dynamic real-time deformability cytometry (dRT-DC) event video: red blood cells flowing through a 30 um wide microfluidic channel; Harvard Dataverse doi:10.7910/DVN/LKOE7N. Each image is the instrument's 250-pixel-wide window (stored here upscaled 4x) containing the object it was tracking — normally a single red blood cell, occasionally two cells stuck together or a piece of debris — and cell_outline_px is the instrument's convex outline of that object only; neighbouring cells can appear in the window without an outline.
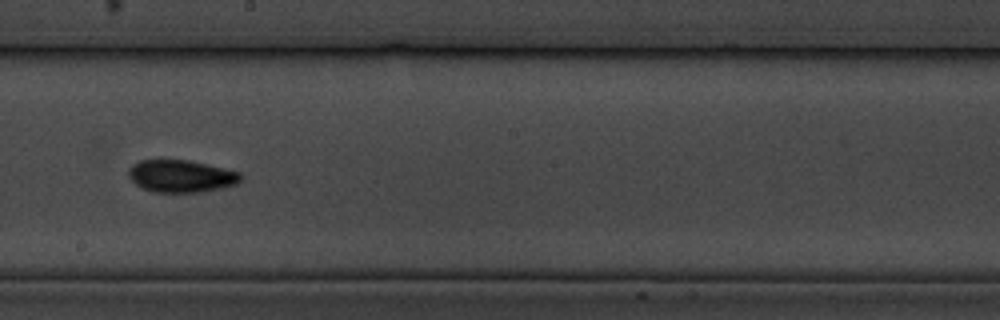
{"species": "common noctule bat (a hibernating species)", "species_latin": "Nyctalus noctula", "temperature_condition": "cold", "stored_images_in_passage": 16, "camera_frame_rate_fps": 3000, "um_per_image_px": 0.085, "animal": {"sex": "male", "body_mass_g": 19.5, "forearm_length_mm": 54.6}, "frame": {"image": 1, "passage_image": 10, "time_ms": 11.333, "image_size_px": [1000, 320], "cell_outline_px": [[244, 176], [236, 184], [220, 188], [200, 192], [152, 192], [136, 184], [128, 176], [128, 168], [132, 164], [140, 160], [188, 160], [224, 168], [240, 172]], "centroid_in_image_um": [15.39, 14.96], "position_along_channel_um": 232.8, "area_um2": 21.1}}
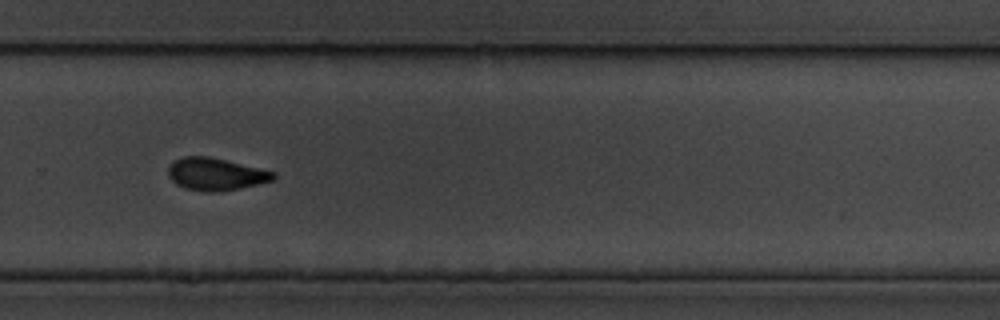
{"frame": {"image": 2, "passage_image": 12, "time_ms": 13.667, "image_size_px": [1000, 320], "cell_outline_px": [[276, 176], [272, 180], [240, 188], [220, 192], [208, 192], [184, 188], [176, 184], [168, 176], [168, 168], [176, 160], [184, 156], [208, 156], [276, 172]], "centroid_in_image_um": [18.32, 14.81], "position_along_channel_um": 311.5, "area_um2": 19.65}}
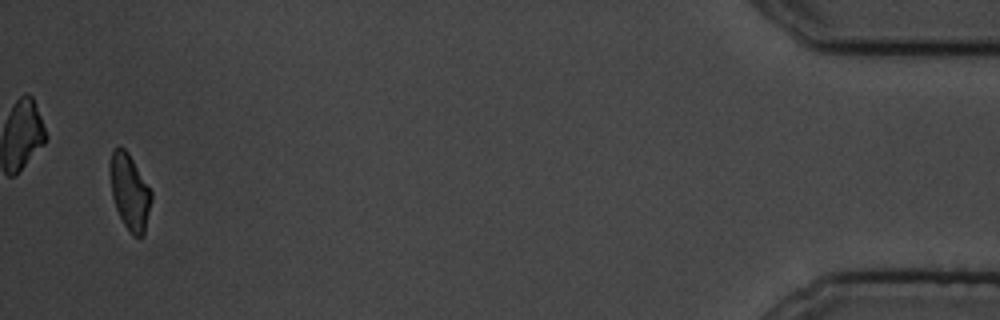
{"frame": {"image": 3, "passage_image": 16, "time_ms": 19.333, "image_size_px": [1000, 320], "cell_outline_px": [[152, 200], [144, 236], [132, 236], [124, 224], [116, 208], [112, 196], [108, 168], [112, 152], [116, 148], [124, 148], [128, 152], [152, 192]], "centroid_in_image_um": [11.02, 16.33], "position_along_channel_um": 424.2, "area_um2": 18.26}, "authors_computed_cell_mechanics": {"area_um2": 19.652, "velocity_mm_per_s": 3.3949, "shape_relaxation_time_tau1_ms": 3.5698, "shape_relaxation_time_tau2_ms": 3.3881, "deformation_change_tau1": 0.1479, "deformation_change_tau2": 0.0789}}